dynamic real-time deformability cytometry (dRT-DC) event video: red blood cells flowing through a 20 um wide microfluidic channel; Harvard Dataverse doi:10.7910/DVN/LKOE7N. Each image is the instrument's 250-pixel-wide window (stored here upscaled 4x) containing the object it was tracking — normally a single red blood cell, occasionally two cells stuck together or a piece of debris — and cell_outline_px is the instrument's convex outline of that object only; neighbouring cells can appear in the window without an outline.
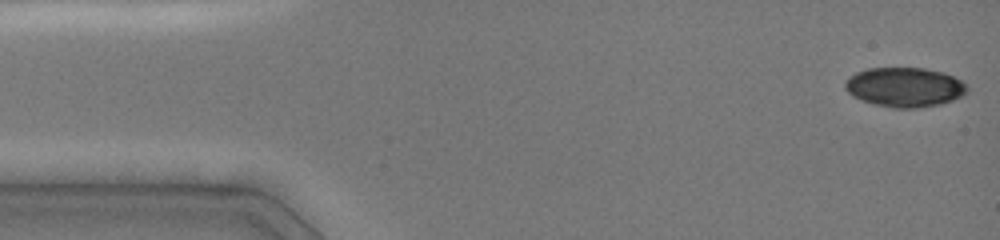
{"species": "common noctule bat (a hibernating species)", "species_latin": "Nyctalus noctula", "temperature_condition": "cold", "stored_images_in_passage": 29, "camera_frame_rate_fps": 3000, "um_per_image_px": 0.085, "animal": {"sex": "female", "body_mass_g": 19.0, "forearm_length_mm": 51.5}, "frame": {"image": 1, "passage_image": 1, "time_ms": 0.0, "image_size_px": [1000, 240], "cell_outline_px": [[968, 92], [964, 96], [940, 104], [916, 108], [892, 108], [876, 104], [852, 96], [844, 88], [844, 80], [848, 76], [856, 72], [868, 68], [924, 68], [944, 72], [960, 80], [968, 88]], "centroid_in_image_um": [76.88, 7.4], "position_along_channel_um": 8.1, "area_um2": 28.21}}
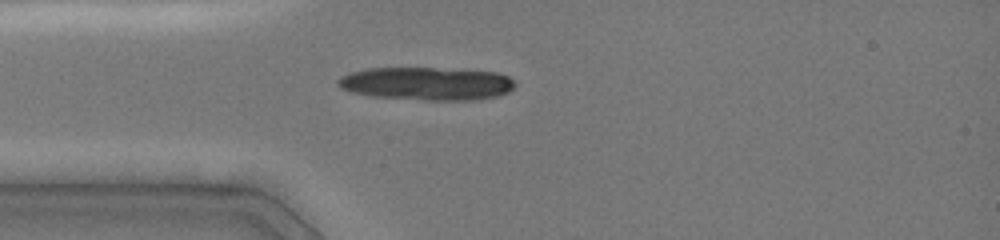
{"frame": {"image": 2, "passage_image": 20, "time_ms": 3.667, "image_size_px": [1000, 240], "cell_outline_px": [[516, 84], [508, 92], [500, 96], [472, 100], [424, 100], [372, 96], [352, 92], [340, 88], [336, 84], [336, 80], [340, 76], [348, 72], [368, 68], [432, 68], [496, 72], [508, 76]], "centroid_in_image_um": [36.22, 7.11], "position_along_channel_um": 48.8, "area_um2": 34.22}}